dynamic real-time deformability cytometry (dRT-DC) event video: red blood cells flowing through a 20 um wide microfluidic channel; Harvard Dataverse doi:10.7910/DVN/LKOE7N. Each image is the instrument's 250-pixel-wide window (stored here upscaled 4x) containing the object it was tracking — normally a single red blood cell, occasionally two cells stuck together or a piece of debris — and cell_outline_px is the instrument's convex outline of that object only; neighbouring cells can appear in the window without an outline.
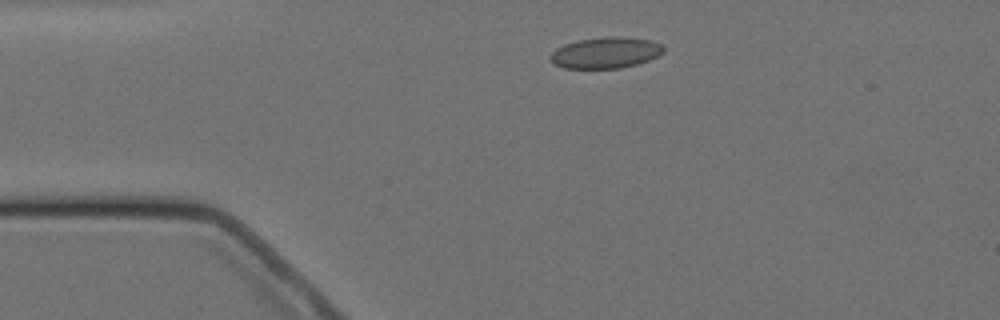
{"species": "Egyptian fruit bat (a non-hibernating species)", "species_latin": "Rousettus aegyptiacus", "temperature_condition": "cold", "stored_images_in_passage": 4, "camera_frame_rate_fps": 3000, "um_per_image_px": 0.085, "animal": {"sex": "female"}, "frame": {"image": 1, "passage_image": 3, "time_ms": 2.333, "image_size_px": [1000, 320], "cell_outline_px": [[664, 52], [660, 56], [636, 64], [620, 68], [564, 68], [552, 64], [548, 56], [556, 48], [564, 44], [576, 40], [612, 36], [620, 36], [652, 40], [660, 44], [664, 48]], "centroid_in_image_um": [51.46, 4.48], "position_along_channel_um": 33.5, "area_um2": 20.75}}